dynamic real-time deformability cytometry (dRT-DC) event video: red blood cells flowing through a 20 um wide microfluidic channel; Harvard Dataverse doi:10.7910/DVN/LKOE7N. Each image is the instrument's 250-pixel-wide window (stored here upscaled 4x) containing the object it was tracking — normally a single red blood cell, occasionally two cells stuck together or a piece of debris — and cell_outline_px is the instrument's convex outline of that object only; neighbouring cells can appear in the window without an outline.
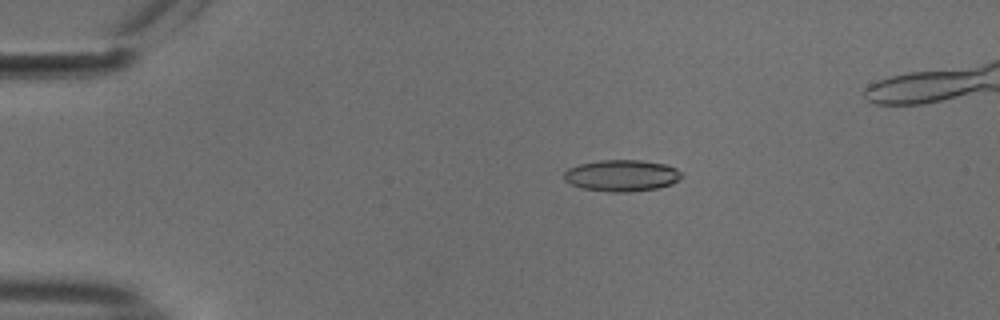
{"species": "common noctule bat (a hibernating species)", "species_latin": "Nyctalus noctula", "temperature_condition": "cold", "stored_images_in_passage": 52, "camera_frame_rate_fps": 3000, "um_per_image_px": 0.085, "animal": {"sex": "male", "body_mass_g": 18.8}, "frame": {"image": 1, "passage_image": 11, "time_ms": 3.333, "image_size_px": [1000, 320], "cell_outline_px": [[684, 176], [680, 180], [672, 184], [656, 188], [628, 192], [612, 192], [580, 188], [564, 180], [564, 172], [568, 168], [580, 164], [600, 160], [640, 160], [664, 164], [676, 168]], "centroid_in_image_um": [52.85, 14.92], "position_along_channel_um": 32.1, "area_um2": 21.62}}
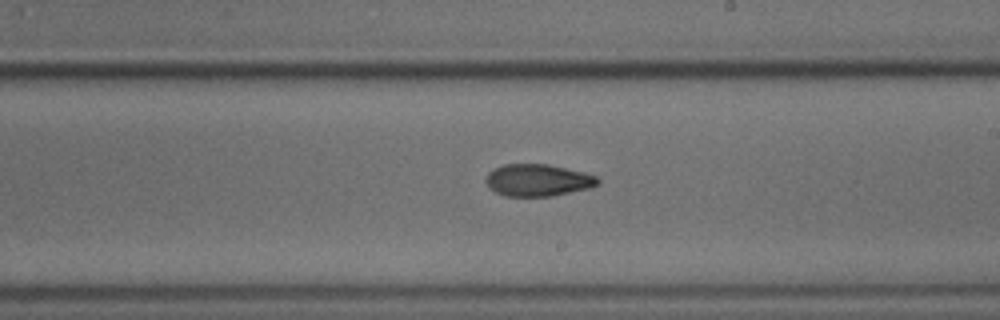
{"frame": {"image": 2, "passage_image": 32, "time_ms": 10.333, "image_size_px": [1000, 320], "cell_outline_px": [[600, 180], [596, 184], [588, 188], [552, 196], [504, 196], [496, 192], [484, 180], [488, 172], [492, 168], [504, 164], [548, 164], [584, 172], [596, 176]], "centroid_in_image_um": [45.68, 15.3], "position_along_channel_um": 243.3, "area_um2": 20.81}}
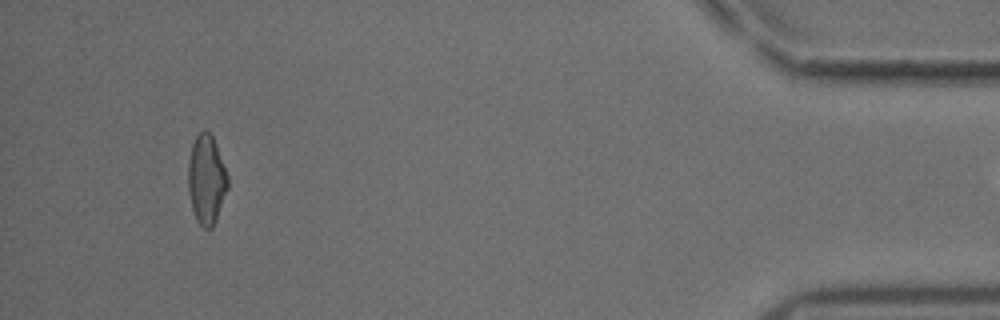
{"frame": {"image": 3, "passage_image": 51, "time_ms": 16.667, "image_size_px": [1000, 320], "cell_outline_px": [[228, 188], [216, 220], [212, 228], [204, 228], [196, 220], [192, 208], [188, 188], [188, 164], [192, 144], [196, 136], [204, 128], [212, 136], [216, 144], [228, 176]], "centroid_in_image_um": [17.55, 15.26], "position_along_channel_um": 417.7, "area_um2": 20.52}}